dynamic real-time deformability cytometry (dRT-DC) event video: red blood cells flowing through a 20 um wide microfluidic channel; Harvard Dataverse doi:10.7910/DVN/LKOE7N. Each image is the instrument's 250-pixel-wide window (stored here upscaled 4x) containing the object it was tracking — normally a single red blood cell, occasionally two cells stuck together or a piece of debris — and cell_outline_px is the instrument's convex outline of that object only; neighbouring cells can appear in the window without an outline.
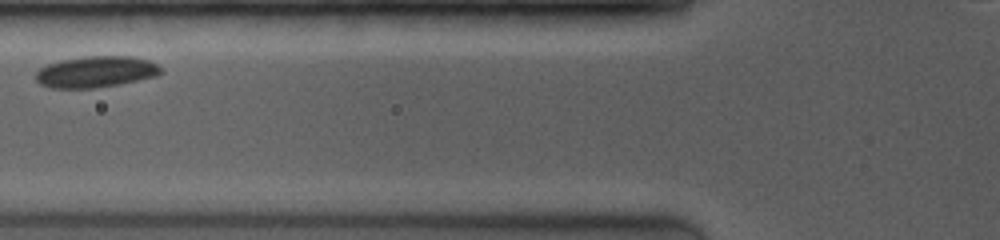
{"species": "common noctule bat (a hibernating species)", "species_latin": "Nyctalus noctula", "temperature_condition": "room temperature", "stored_images_in_passage": 22, "camera_frame_rate_fps": 4000, "um_per_image_px": 0.085, "animal": {"sex": "female", "body_mass_g": 19.0, "forearm_length_mm": 53.3}, "frame": {"image": 1, "passage_image": 4, "time_ms": 3.0, "image_size_px": [1000, 240], "cell_outline_px": [[160, 72], [152, 76], [136, 80], [116, 84], [92, 88], [52, 88], [40, 84], [36, 80], [36, 72], [40, 68], [48, 64], [64, 60], [84, 56], [132, 56], [148, 60], [156, 64], [160, 68]], "centroid_in_image_um": [8.09, 6.09], "position_along_channel_um": 117.7, "area_um2": 22.31}}
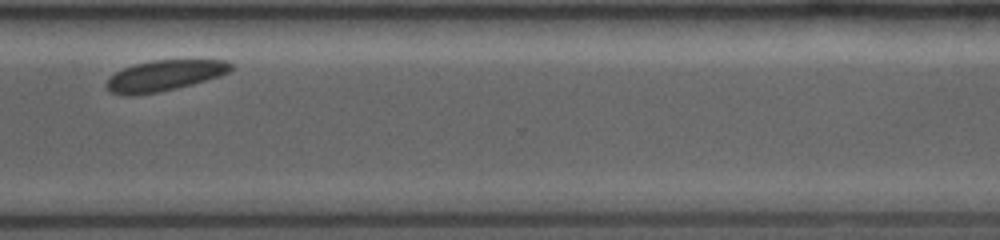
{"frame": {"image": 2, "passage_image": 19, "time_ms": 9.25, "image_size_px": [1000, 240], "cell_outline_px": [[232, 68], [228, 72], [192, 84], [160, 92], [132, 96], [124, 96], [112, 92], [108, 88], [108, 80], [116, 72], [124, 68], [136, 64], [152, 60], [224, 60], [232, 64]], "centroid_in_image_um": [13.96, 6.43], "position_along_channel_um": 356.6, "area_um2": 21.85}}
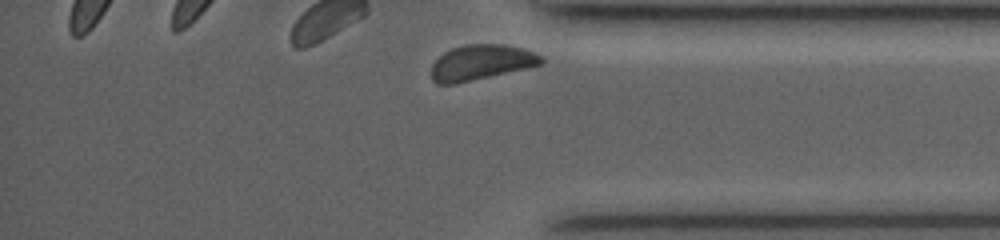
{"frame": {"image": 3, "passage_image": 22, "time_ms": 10.25, "image_size_px": [1000, 240], "cell_outline_px": [[544, 60], [540, 64], [524, 68], [456, 84], [436, 84], [432, 80], [432, 64], [444, 52], [452, 48], [464, 44], [504, 44], [520, 48], [544, 56]], "centroid_in_image_um": [40.85, 5.3], "position_along_channel_um": 394.3, "area_um2": 22.31}}